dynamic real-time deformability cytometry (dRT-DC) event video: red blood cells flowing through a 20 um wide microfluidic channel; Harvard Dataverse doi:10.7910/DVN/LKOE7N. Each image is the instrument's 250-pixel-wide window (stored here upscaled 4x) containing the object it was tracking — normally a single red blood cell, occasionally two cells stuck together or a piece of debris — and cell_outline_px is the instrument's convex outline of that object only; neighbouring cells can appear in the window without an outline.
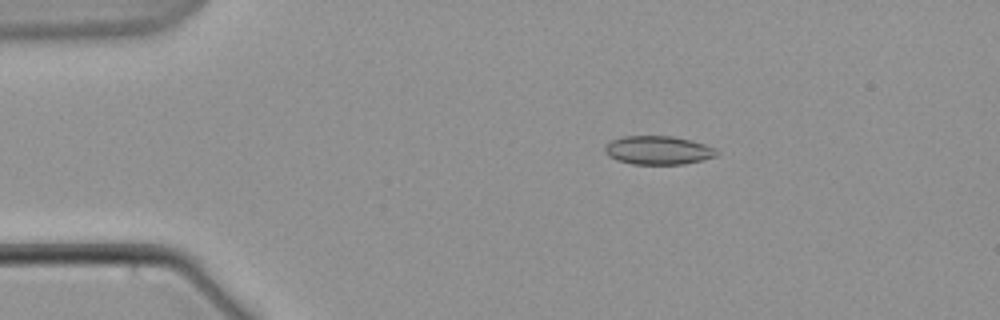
{"species": "common noctule bat (a hibernating species)", "species_latin": "Nyctalus noctula", "temperature_condition": "warm", "stored_images_in_passage": 4, "camera_frame_rate_fps": 3000, "um_per_image_px": 0.085, "animal": {"sex": "male", "body_mass_g": 21.5, "forearm_length_mm": 52.0}, "frame": {"image": 1, "passage_image": 2, "time_ms": 1.0, "image_size_px": [1000, 320], "cell_outline_px": [[720, 152], [716, 156], [684, 164], [632, 164], [616, 160], [608, 156], [604, 152], [604, 148], [612, 140], [624, 136], [672, 136], [692, 140], [704, 144]], "centroid_in_image_um": [55.92, 12.77], "position_along_channel_um": 29.1, "area_um2": 18.55}}